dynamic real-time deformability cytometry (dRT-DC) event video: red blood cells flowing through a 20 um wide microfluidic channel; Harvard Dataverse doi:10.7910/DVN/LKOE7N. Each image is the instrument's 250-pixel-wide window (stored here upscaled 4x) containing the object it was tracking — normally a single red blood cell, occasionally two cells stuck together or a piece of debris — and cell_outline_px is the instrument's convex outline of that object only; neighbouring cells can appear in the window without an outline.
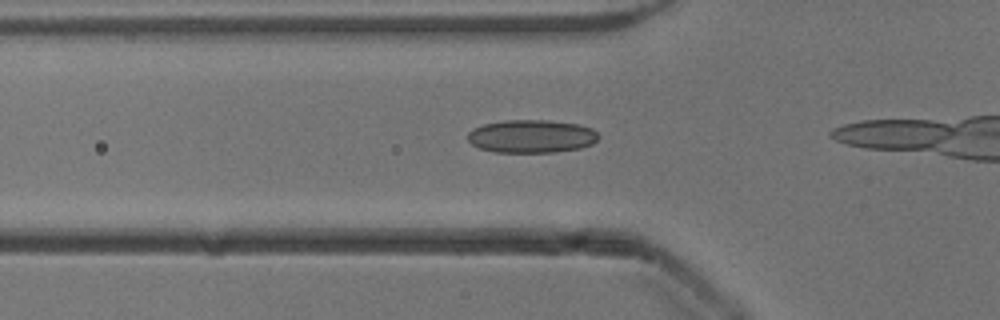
{"species": "common noctule bat (a hibernating species)", "species_latin": "Nyctalus noctula", "temperature_condition": "cold", "stored_images_in_passage": 8, "camera_frame_rate_fps": 3000, "um_per_image_px": 0.085, "animal": {"sex": "male", "body_mass_g": 13.3}, "frame": {"image": 1, "passage_image": 4, "time_ms": 1.0, "image_size_px": [1000, 320], "cell_outline_px": [[600, 136], [592, 144], [580, 148], [552, 152], [496, 152], [480, 148], [472, 144], [468, 140], [468, 132], [472, 128], [484, 124], [504, 120], [548, 120], [580, 124], [592, 128]], "centroid_in_image_um": [45.18, 11.57], "position_along_channel_um": 80.6, "area_um2": 25.26}}
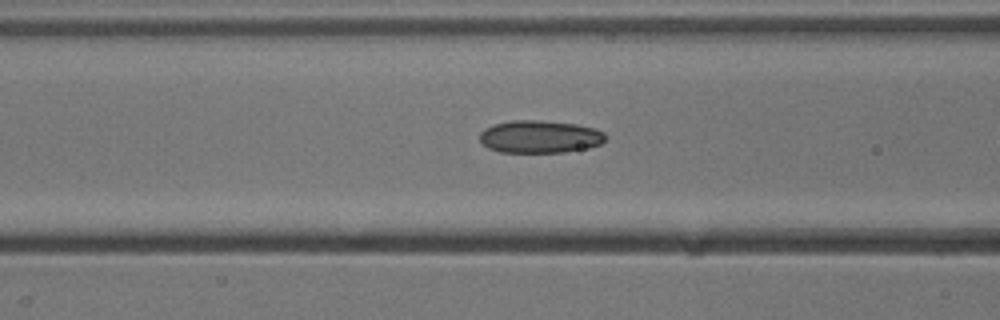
{"frame": {"image": 2, "passage_image": 7, "time_ms": 2.0, "image_size_px": [1000, 320], "cell_outline_px": [[608, 136], [600, 144], [588, 148], [564, 152], [500, 152], [488, 148], [480, 140], [480, 132], [484, 128], [492, 124], [512, 120], [544, 120], [576, 124], [596, 128], [604, 132]], "centroid_in_image_um": [45.9, 11.61], "position_along_channel_um": 120.7, "area_um2": 24.16}}